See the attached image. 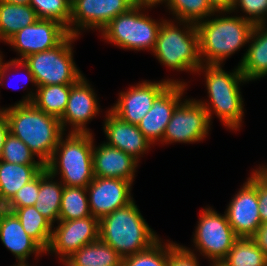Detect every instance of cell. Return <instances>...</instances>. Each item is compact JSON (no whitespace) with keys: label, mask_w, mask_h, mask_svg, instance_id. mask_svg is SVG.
Wrapping results in <instances>:
<instances>
[{"label":"cell","mask_w":267,"mask_h":266,"mask_svg":"<svg viewBox=\"0 0 267 266\" xmlns=\"http://www.w3.org/2000/svg\"><path fill=\"white\" fill-rule=\"evenodd\" d=\"M143 8L150 7L134 5L112 19L101 31L104 39L127 50L153 51L162 21L141 13Z\"/></svg>","instance_id":"52a82bcc"},{"label":"cell","mask_w":267,"mask_h":266,"mask_svg":"<svg viewBox=\"0 0 267 266\" xmlns=\"http://www.w3.org/2000/svg\"><path fill=\"white\" fill-rule=\"evenodd\" d=\"M77 38L69 34L55 48L29 55L22 60L34 75L37 87L75 84L83 76L73 61L71 45Z\"/></svg>","instance_id":"ba28073f"},{"label":"cell","mask_w":267,"mask_h":266,"mask_svg":"<svg viewBox=\"0 0 267 266\" xmlns=\"http://www.w3.org/2000/svg\"><path fill=\"white\" fill-rule=\"evenodd\" d=\"M168 0H133L134 5H138V6H146V7H150L152 8L153 6H155L156 4H159L162 2L167 3Z\"/></svg>","instance_id":"7bdbcfd3"},{"label":"cell","mask_w":267,"mask_h":266,"mask_svg":"<svg viewBox=\"0 0 267 266\" xmlns=\"http://www.w3.org/2000/svg\"><path fill=\"white\" fill-rule=\"evenodd\" d=\"M132 182L124 179L94 177L86 187L91 215L97 219L133 201Z\"/></svg>","instance_id":"2e32d148"},{"label":"cell","mask_w":267,"mask_h":266,"mask_svg":"<svg viewBox=\"0 0 267 266\" xmlns=\"http://www.w3.org/2000/svg\"><path fill=\"white\" fill-rule=\"evenodd\" d=\"M99 239L122 258L143 252L160 240L134 200L99 220Z\"/></svg>","instance_id":"7a4b0ae2"},{"label":"cell","mask_w":267,"mask_h":266,"mask_svg":"<svg viewBox=\"0 0 267 266\" xmlns=\"http://www.w3.org/2000/svg\"><path fill=\"white\" fill-rule=\"evenodd\" d=\"M0 160L15 164L44 165L41 161H36L35 155L29 147L10 132L6 136Z\"/></svg>","instance_id":"836d02e7"},{"label":"cell","mask_w":267,"mask_h":266,"mask_svg":"<svg viewBox=\"0 0 267 266\" xmlns=\"http://www.w3.org/2000/svg\"><path fill=\"white\" fill-rule=\"evenodd\" d=\"M218 266H267V257L252 238L239 237Z\"/></svg>","instance_id":"f1b7e54d"},{"label":"cell","mask_w":267,"mask_h":266,"mask_svg":"<svg viewBox=\"0 0 267 266\" xmlns=\"http://www.w3.org/2000/svg\"><path fill=\"white\" fill-rule=\"evenodd\" d=\"M9 134V124L5 115L0 111V155L6 136Z\"/></svg>","instance_id":"60d3db41"},{"label":"cell","mask_w":267,"mask_h":266,"mask_svg":"<svg viewBox=\"0 0 267 266\" xmlns=\"http://www.w3.org/2000/svg\"><path fill=\"white\" fill-rule=\"evenodd\" d=\"M67 29L57 21L38 19L12 36L6 43L20 54L17 60L47 51L59 45L67 36Z\"/></svg>","instance_id":"5bb4252c"},{"label":"cell","mask_w":267,"mask_h":266,"mask_svg":"<svg viewBox=\"0 0 267 266\" xmlns=\"http://www.w3.org/2000/svg\"><path fill=\"white\" fill-rule=\"evenodd\" d=\"M0 111L7 118L9 132L21 139L45 165L64 134L60 119L39 110L33 103H15Z\"/></svg>","instance_id":"6da1fadb"},{"label":"cell","mask_w":267,"mask_h":266,"mask_svg":"<svg viewBox=\"0 0 267 266\" xmlns=\"http://www.w3.org/2000/svg\"><path fill=\"white\" fill-rule=\"evenodd\" d=\"M93 138L91 132H69L65 140L62 135L45 169L54 177L60 173L64 186L86 188L95 177Z\"/></svg>","instance_id":"5b68a950"},{"label":"cell","mask_w":267,"mask_h":266,"mask_svg":"<svg viewBox=\"0 0 267 266\" xmlns=\"http://www.w3.org/2000/svg\"><path fill=\"white\" fill-rule=\"evenodd\" d=\"M38 19L30 4H10L0 0V41L6 43L18 31Z\"/></svg>","instance_id":"484cf974"},{"label":"cell","mask_w":267,"mask_h":266,"mask_svg":"<svg viewBox=\"0 0 267 266\" xmlns=\"http://www.w3.org/2000/svg\"><path fill=\"white\" fill-rule=\"evenodd\" d=\"M170 83L185 84V82L172 79H166L158 83L144 81L132 86L126 92H120L117 103L110 110L121 120L138 125L141 119L152 108L155 98Z\"/></svg>","instance_id":"9a60e30c"},{"label":"cell","mask_w":267,"mask_h":266,"mask_svg":"<svg viewBox=\"0 0 267 266\" xmlns=\"http://www.w3.org/2000/svg\"><path fill=\"white\" fill-rule=\"evenodd\" d=\"M239 237L230 226L226 213L222 216L212 208L203 209L193 238L199 252L218 265Z\"/></svg>","instance_id":"9c48e42d"},{"label":"cell","mask_w":267,"mask_h":266,"mask_svg":"<svg viewBox=\"0 0 267 266\" xmlns=\"http://www.w3.org/2000/svg\"><path fill=\"white\" fill-rule=\"evenodd\" d=\"M57 224L58 226L52 229V237L46 253L54 252L60 255L61 262L81 247L99 239V219L94 216L58 221Z\"/></svg>","instance_id":"7c38bea8"},{"label":"cell","mask_w":267,"mask_h":266,"mask_svg":"<svg viewBox=\"0 0 267 266\" xmlns=\"http://www.w3.org/2000/svg\"><path fill=\"white\" fill-rule=\"evenodd\" d=\"M2 60V56L0 55V84L3 86L1 82L5 78L4 76H6L5 73H7V70L9 71L13 67L16 68V59H12L7 63L2 62Z\"/></svg>","instance_id":"b9f144b4"},{"label":"cell","mask_w":267,"mask_h":266,"mask_svg":"<svg viewBox=\"0 0 267 266\" xmlns=\"http://www.w3.org/2000/svg\"><path fill=\"white\" fill-rule=\"evenodd\" d=\"M36 90L18 103H33L39 110L60 119L67 106L71 84L39 86Z\"/></svg>","instance_id":"cb8c5ba5"},{"label":"cell","mask_w":267,"mask_h":266,"mask_svg":"<svg viewBox=\"0 0 267 266\" xmlns=\"http://www.w3.org/2000/svg\"><path fill=\"white\" fill-rule=\"evenodd\" d=\"M63 264L65 266H122V257L111 246L98 239L81 247Z\"/></svg>","instance_id":"d4e9b609"},{"label":"cell","mask_w":267,"mask_h":266,"mask_svg":"<svg viewBox=\"0 0 267 266\" xmlns=\"http://www.w3.org/2000/svg\"><path fill=\"white\" fill-rule=\"evenodd\" d=\"M257 197L260 220L267 223V179L257 171Z\"/></svg>","instance_id":"74e56055"},{"label":"cell","mask_w":267,"mask_h":266,"mask_svg":"<svg viewBox=\"0 0 267 266\" xmlns=\"http://www.w3.org/2000/svg\"><path fill=\"white\" fill-rule=\"evenodd\" d=\"M178 23L184 24L182 30L173 21H162L152 52L161 64L173 70L197 72L202 65L197 26L185 21Z\"/></svg>","instance_id":"8992f818"},{"label":"cell","mask_w":267,"mask_h":266,"mask_svg":"<svg viewBox=\"0 0 267 266\" xmlns=\"http://www.w3.org/2000/svg\"><path fill=\"white\" fill-rule=\"evenodd\" d=\"M266 24L254 25L250 45L239 63L240 70L249 82L267 75V28Z\"/></svg>","instance_id":"7402d4cb"},{"label":"cell","mask_w":267,"mask_h":266,"mask_svg":"<svg viewBox=\"0 0 267 266\" xmlns=\"http://www.w3.org/2000/svg\"><path fill=\"white\" fill-rule=\"evenodd\" d=\"M107 113L103 127L108 138L105 143L124 151L139 162V156L145 154L152 143L139 130L138 125L121 120L111 110Z\"/></svg>","instance_id":"d6986e66"},{"label":"cell","mask_w":267,"mask_h":266,"mask_svg":"<svg viewBox=\"0 0 267 266\" xmlns=\"http://www.w3.org/2000/svg\"><path fill=\"white\" fill-rule=\"evenodd\" d=\"M29 4L39 19L57 21L68 31L71 18V2L69 0H30Z\"/></svg>","instance_id":"d6a6232c"},{"label":"cell","mask_w":267,"mask_h":266,"mask_svg":"<svg viewBox=\"0 0 267 266\" xmlns=\"http://www.w3.org/2000/svg\"><path fill=\"white\" fill-rule=\"evenodd\" d=\"M83 187L64 186L58 221H70L92 216Z\"/></svg>","instance_id":"f546056e"},{"label":"cell","mask_w":267,"mask_h":266,"mask_svg":"<svg viewBox=\"0 0 267 266\" xmlns=\"http://www.w3.org/2000/svg\"><path fill=\"white\" fill-rule=\"evenodd\" d=\"M133 6V0H75L71 4L68 34L78 37L80 30L88 28L102 31L112 19Z\"/></svg>","instance_id":"8fae6325"},{"label":"cell","mask_w":267,"mask_h":266,"mask_svg":"<svg viewBox=\"0 0 267 266\" xmlns=\"http://www.w3.org/2000/svg\"><path fill=\"white\" fill-rule=\"evenodd\" d=\"M96 94L84 76L75 84H71L66 109L60 118L62 129L69 123L72 127L70 132L86 133L90 132L86 128L89 120L98 114L100 108Z\"/></svg>","instance_id":"ac0fdd59"},{"label":"cell","mask_w":267,"mask_h":266,"mask_svg":"<svg viewBox=\"0 0 267 266\" xmlns=\"http://www.w3.org/2000/svg\"><path fill=\"white\" fill-rule=\"evenodd\" d=\"M157 241L149 249L122 258V266H167L169 253L178 245L173 242L161 244Z\"/></svg>","instance_id":"1f68e13d"},{"label":"cell","mask_w":267,"mask_h":266,"mask_svg":"<svg viewBox=\"0 0 267 266\" xmlns=\"http://www.w3.org/2000/svg\"><path fill=\"white\" fill-rule=\"evenodd\" d=\"M168 9L176 15L178 21L191 22L194 24L203 21L207 16L211 17L215 11L208 0H168Z\"/></svg>","instance_id":"4dcf8cb0"},{"label":"cell","mask_w":267,"mask_h":266,"mask_svg":"<svg viewBox=\"0 0 267 266\" xmlns=\"http://www.w3.org/2000/svg\"><path fill=\"white\" fill-rule=\"evenodd\" d=\"M93 172L95 177L124 179L133 182L138 161L124 151L107 145L93 146Z\"/></svg>","instance_id":"44dd1931"},{"label":"cell","mask_w":267,"mask_h":266,"mask_svg":"<svg viewBox=\"0 0 267 266\" xmlns=\"http://www.w3.org/2000/svg\"><path fill=\"white\" fill-rule=\"evenodd\" d=\"M45 165H24L0 160V207H4Z\"/></svg>","instance_id":"603a6c76"},{"label":"cell","mask_w":267,"mask_h":266,"mask_svg":"<svg viewBox=\"0 0 267 266\" xmlns=\"http://www.w3.org/2000/svg\"><path fill=\"white\" fill-rule=\"evenodd\" d=\"M241 8V11L248 14L245 19L252 22L254 25L265 24L267 17V0H235L232 11Z\"/></svg>","instance_id":"d590c367"},{"label":"cell","mask_w":267,"mask_h":266,"mask_svg":"<svg viewBox=\"0 0 267 266\" xmlns=\"http://www.w3.org/2000/svg\"><path fill=\"white\" fill-rule=\"evenodd\" d=\"M206 77V88L211 103L198 101L208 112L211 122L214 112L221 122L231 130L241 127L243 111V99L240 92L241 82H248L242 74L240 67L232 73H227L221 65L202 64L197 70H203ZM213 110V111H212Z\"/></svg>","instance_id":"277c9868"},{"label":"cell","mask_w":267,"mask_h":266,"mask_svg":"<svg viewBox=\"0 0 267 266\" xmlns=\"http://www.w3.org/2000/svg\"><path fill=\"white\" fill-rule=\"evenodd\" d=\"M4 209L13 212L19 219L25 232L45 251L48 249L54 226L42 216L35 206Z\"/></svg>","instance_id":"83f0119b"},{"label":"cell","mask_w":267,"mask_h":266,"mask_svg":"<svg viewBox=\"0 0 267 266\" xmlns=\"http://www.w3.org/2000/svg\"><path fill=\"white\" fill-rule=\"evenodd\" d=\"M210 5L215 11H218L219 14L222 12H231L235 0H208Z\"/></svg>","instance_id":"ab89813d"},{"label":"cell","mask_w":267,"mask_h":266,"mask_svg":"<svg viewBox=\"0 0 267 266\" xmlns=\"http://www.w3.org/2000/svg\"><path fill=\"white\" fill-rule=\"evenodd\" d=\"M51 175L45 168L40 172V190L35 203V208L45 217L52 225L58 222L59 211L64 184L61 181L53 182Z\"/></svg>","instance_id":"4316f807"},{"label":"cell","mask_w":267,"mask_h":266,"mask_svg":"<svg viewBox=\"0 0 267 266\" xmlns=\"http://www.w3.org/2000/svg\"><path fill=\"white\" fill-rule=\"evenodd\" d=\"M40 190V173L21 187L3 208H22L34 206Z\"/></svg>","instance_id":"e575fe53"},{"label":"cell","mask_w":267,"mask_h":266,"mask_svg":"<svg viewBox=\"0 0 267 266\" xmlns=\"http://www.w3.org/2000/svg\"><path fill=\"white\" fill-rule=\"evenodd\" d=\"M0 240L18 259L17 266H28L26 260L32 253L35 256L46 251L24 230L16 215L0 207ZM16 266V265H15Z\"/></svg>","instance_id":"ffe728a7"},{"label":"cell","mask_w":267,"mask_h":266,"mask_svg":"<svg viewBox=\"0 0 267 266\" xmlns=\"http://www.w3.org/2000/svg\"><path fill=\"white\" fill-rule=\"evenodd\" d=\"M257 171L267 179V165L260 166L259 170L257 169Z\"/></svg>","instance_id":"bcb514c9"},{"label":"cell","mask_w":267,"mask_h":266,"mask_svg":"<svg viewBox=\"0 0 267 266\" xmlns=\"http://www.w3.org/2000/svg\"><path fill=\"white\" fill-rule=\"evenodd\" d=\"M226 217L238 237L251 238L262 224L257 197V169L234 195L226 209Z\"/></svg>","instance_id":"4fadbf2b"},{"label":"cell","mask_w":267,"mask_h":266,"mask_svg":"<svg viewBox=\"0 0 267 266\" xmlns=\"http://www.w3.org/2000/svg\"><path fill=\"white\" fill-rule=\"evenodd\" d=\"M196 26L200 59L206 65H222L227 57L249 43L254 28V24L244 16L205 18Z\"/></svg>","instance_id":"3957f363"},{"label":"cell","mask_w":267,"mask_h":266,"mask_svg":"<svg viewBox=\"0 0 267 266\" xmlns=\"http://www.w3.org/2000/svg\"><path fill=\"white\" fill-rule=\"evenodd\" d=\"M186 84L170 83L153 101L152 108L138 124L139 130L153 144L162 141L172 113L181 102Z\"/></svg>","instance_id":"e0dca14e"},{"label":"cell","mask_w":267,"mask_h":266,"mask_svg":"<svg viewBox=\"0 0 267 266\" xmlns=\"http://www.w3.org/2000/svg\"><path fill=\"white\" fill-rule=\"evenodd\" d=\"M210 123L208 112L197 100L185 99L174 109L161 142L202 141L209 134Z\"/></svg>","instance_id":"30bf717a"},{"label":"cell","mask_w":267,"mask_h":266,"mask_svg":"<svg viewBox=\"0 0 267 266\" xmlns=\"http://www.w3.org/2000/svg\"><path fill=\"white\" fill-rule=\"evenodd\" d=\"M251 238L267 257V223L261 224Z\"/></svg>","instance_id":"f35d334b"},{"label":"cell","mask_w":267,"mask_h":266,"mask_svg":"<svg viewBox=\"0 0 267 266\" xmlns=\"http://www.w3.org/2000/svg\"><path fill=\"white\" fill-rule=\"evenodd\" d=\"M1 1L10 3V4H21V5H26V4H29L30 2V0H1Z\"/></svg>","instance_id":"f6af8a7d"},{"label":"cell","mask_w":267,"mask_h":266,"mask_svg":"<svg viewBox=\"0 0 267 266\" xmlns=\"http://www.w3.org/2000/svg\"><path fill=\"white\" fill-rule=\"evenodd\" d=\"M16 66L18 67H23L26 72H27V79H29V81L33 84H35V87H36V82H35V79H34V75L32 74V72L29 70L28 66L22 61V60H17L16 59Z\"/></svg>","instance_id":"ee69618b"},{"label":"cell","mask_w":267,"mask_h":266,"mask_svg":"<svg viewBox=\"0 0 267 266\" xmlns=\"http://www.w3.org/2000/svg\"><path fill=\"white\" fill-rule=\"evenodd\" d=\"M196 254L191 249L177 245L170 253L167 266H199Z\"/></svg>","instance_id":"8d00e7d4"}]
</instances>
